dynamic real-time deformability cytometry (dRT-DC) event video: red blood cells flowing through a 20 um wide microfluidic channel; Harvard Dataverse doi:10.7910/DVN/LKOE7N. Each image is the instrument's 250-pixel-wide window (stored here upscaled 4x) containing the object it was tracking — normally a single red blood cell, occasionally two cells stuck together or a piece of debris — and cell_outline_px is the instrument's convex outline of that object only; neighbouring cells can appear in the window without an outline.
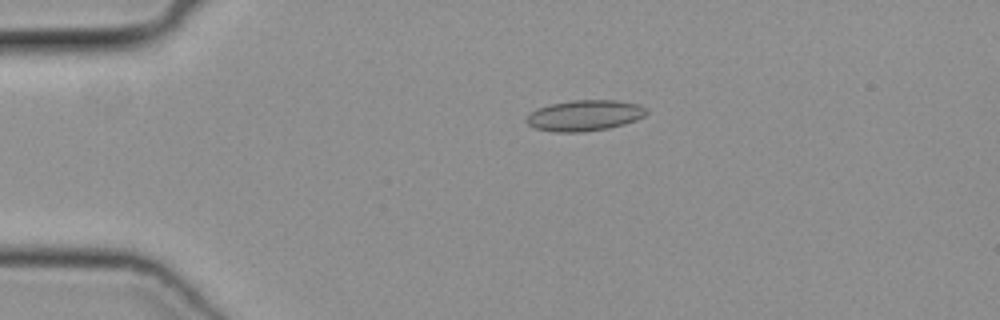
{"species": "common noctule bat (a hibernating species)", "species_latin": "Nyctalus noctula", "temperature_condition": "cold", "stored_images_in_passage": 44, "camera_frame_rate_fps": 3000, "um_per_image_px": 0.085, "animal": {"sex": "female", "body_mass_g": 19.3, "forearm_length_mm": 54.1}, "frame": {"image": 1, "passage_image": 6, "time_ms": 1.667, "image_size_px": [1000, 320], "cell_outline_px": [[648, 112], [644, 116], [636, 120], [624, 124], [608, 128], [584, 132], [552, 132], [536, 128], [528, 124], [524, 120], [532, 112], [540, 108], [552, 104], [572, 100], [616, 100], [640, 104]], "centroid_in_image_um": [49.71, 9.82], "position_along_channel_um": 35.3, "area_um2": 21.44}}
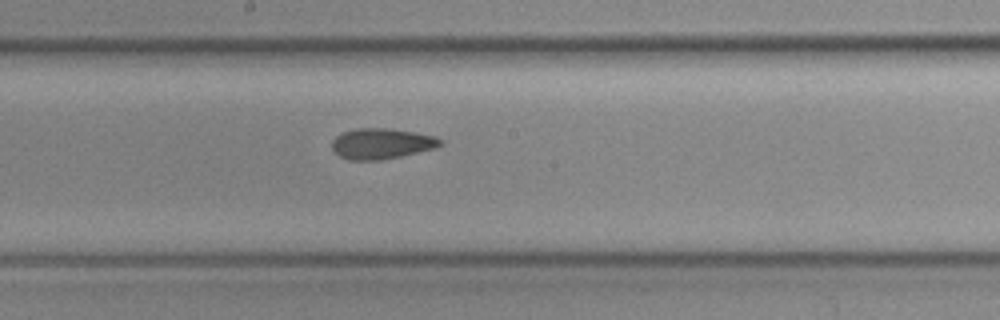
{"frame": {"image": 2, "passage_image": 22, "time_ms": 7.0, "image_size_px": [1000, 320], "cell_outline_px": [[440, 144], [436, 148], [400, 156], [380, 160], [348, 160], [340, 156], [332, 148], [332, 140], [336, 136], [344, 132], [356, 128], [388, 128], [436, 136], [440, 140]], "centroid_in_image_um": [32.4, 12.21], "position_along_channel_um": 215.8, "area_um2": 19.13}}
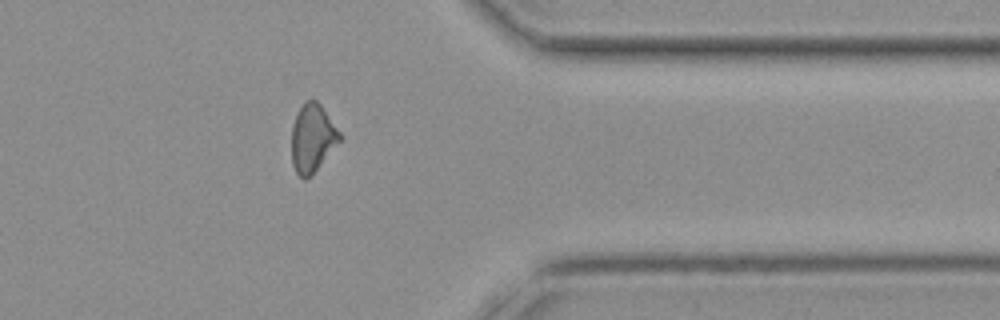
{"frame": {"image": 3, "passage_image": 35, "time_ms": 11.333, "image_size_px": [1000, 320], "cell_outline_px": [[344, 136], [316, 168], [304, 180], [296, 172], [292, 164], [292, 124], [304, 100], [316, 100], [320, 104]], "centroid_in_image_um": [26.56, 11.69], "position_along_channel_um": 384.8, "area_um2": 18.73}}